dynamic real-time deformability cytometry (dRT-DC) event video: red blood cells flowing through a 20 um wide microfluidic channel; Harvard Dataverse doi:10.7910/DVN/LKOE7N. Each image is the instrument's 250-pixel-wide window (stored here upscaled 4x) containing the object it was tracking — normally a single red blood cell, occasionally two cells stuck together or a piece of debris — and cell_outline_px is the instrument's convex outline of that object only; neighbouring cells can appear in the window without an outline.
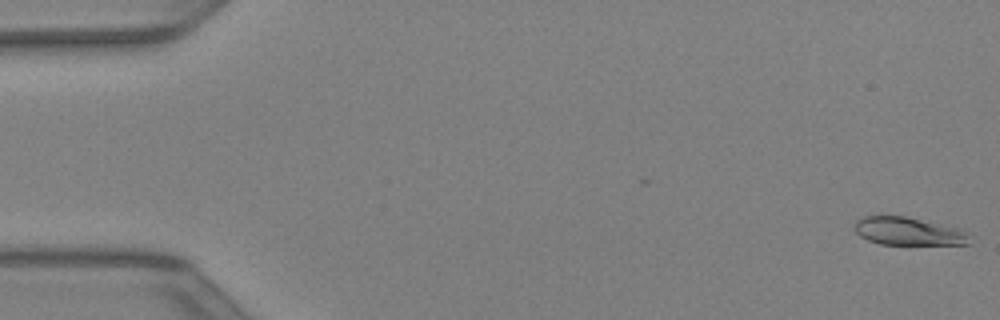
{"species": "Egyptian fruit bat (a non-hibernating species)", "species_latin": "Rousettus aegyptiacus", "temperature_condition": "warm", "stored_images_in_passage": 43, "camera_frame_rate_fps": 3000, "um_per_image_px": 0.085, "animal": {"sex": "female"}, "frame": {"image": 1, "passage_image": 1, "time_ms": 0.0, "image_size_px": [1000, 320], "cell_outline_px": [[968, 244], [880, 244], [868, 240], [860, 236], [856, 232], [856, 220], [864, 216], [904, 216], [956, 228], [964, 232]], "centroid_in_image_um": [77.11, 19.66], "position_along_channel_um": 7.9, "area_um2": 18.03}}
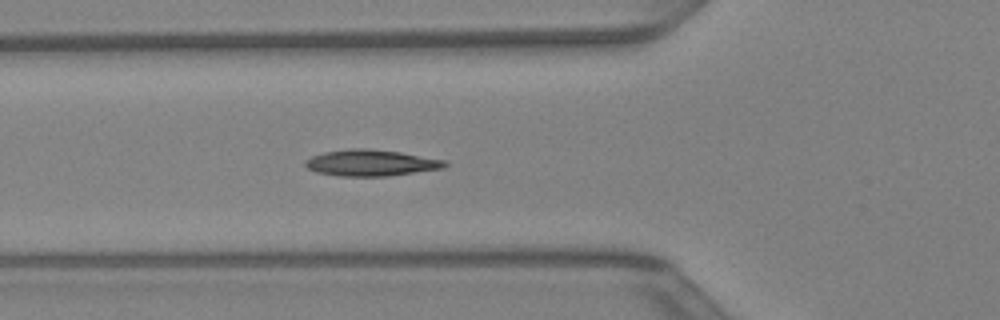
{"frame": {"image": 2, "passage_image": 16, "time_ms": 5.0, "image_size_px": [1000, 320], "cell_outline_px": [[448, 164], [444, 168], [388, 176], [340, 176], [316, 172], [308, 168], [304, 164], [304, 160], [312, 156], [324, 152], [352, 148], [364, 148], [400, 152], [444, 160]], "centroid_in_image_um": [31.51, 13.84], "position_along_channel_um": 94.3, "area_um2": 21.27}}
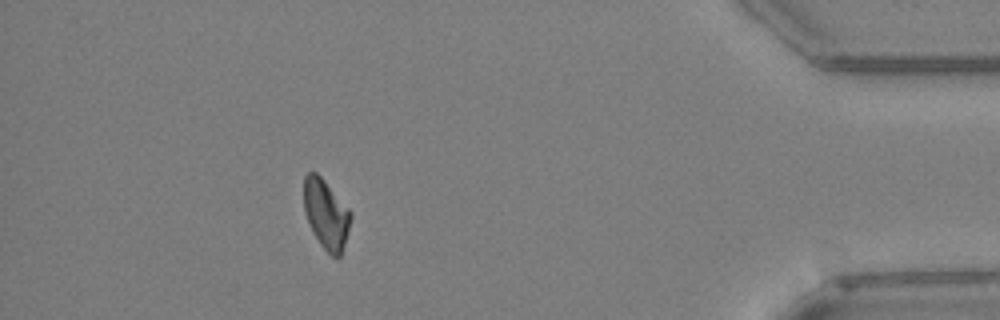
{"frame": {"image": 3, "passage_image": 39, "time_ms": 12.667, "image_size_px": [1000, 320], "cell_outline_px": [[352, 216], [344, 244], [340, 256], [332, 256], [320, 244], [312, 232], [304, 212], [304, 176], [308, 172], [316, 172], [324, 180], [352, 212]], "centroid_in_image_um": [27.7, 18.18], "position_along_channel_um": 407.5, "area_um2": 18.79}}